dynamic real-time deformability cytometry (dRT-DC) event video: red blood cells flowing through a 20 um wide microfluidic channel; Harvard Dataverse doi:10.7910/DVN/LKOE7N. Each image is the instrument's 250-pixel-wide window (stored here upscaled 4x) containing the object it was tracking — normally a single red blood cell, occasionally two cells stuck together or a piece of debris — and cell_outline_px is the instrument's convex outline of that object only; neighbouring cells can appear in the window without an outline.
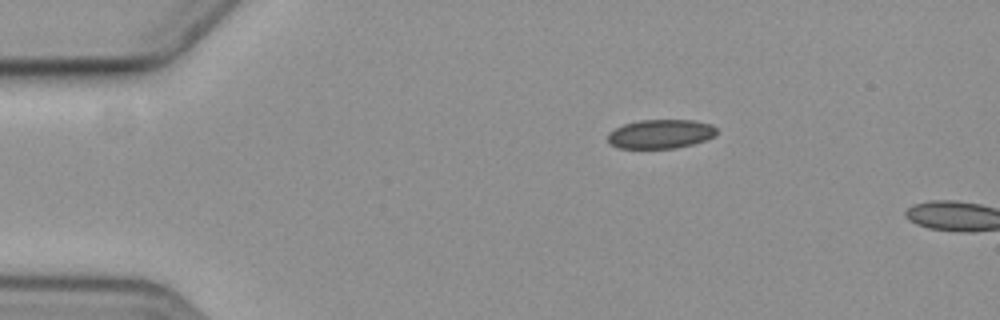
{"species": "common noctule bat (a hibernating species)", "species_latin": "Nyctalus noctula", "temperature_condition": "cold", "stored_images_in_passage": 2, "camera_frame_rate_fps": 3000, "um_per_image_px": 0.085, "animal": {"sex": "female", "body_mass_g": 19.3, "forearm_length_mm": 54.1}, "frame": {"image": 1, "passage_image": 1, "time_ms": 0.0, "image_size_px": [1000, 320], "cell_outline_px": [[716, 136], [692, 144], [676, 148], [616, 148], [608, 140], [608, 132], [624, 124], [640, 120], [696, 120], [712, 124], [716, 128]], "centroid_in_image_um": [56.16, 11.38], "position_along_channel_um": 28.8, "area_um2": 18.44}}